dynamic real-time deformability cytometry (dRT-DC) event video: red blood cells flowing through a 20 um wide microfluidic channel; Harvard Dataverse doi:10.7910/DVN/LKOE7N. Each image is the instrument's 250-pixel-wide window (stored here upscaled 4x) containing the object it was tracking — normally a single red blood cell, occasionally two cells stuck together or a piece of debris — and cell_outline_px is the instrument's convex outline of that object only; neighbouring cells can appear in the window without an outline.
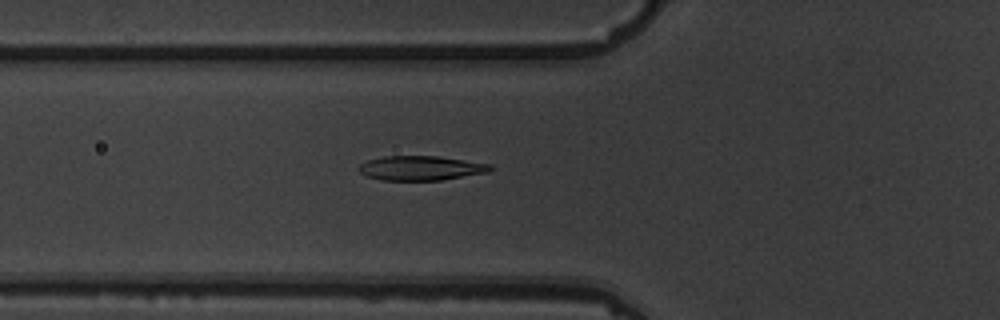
{"species": "common noctule bat (a hibernating species)", "species_latin": "Nyctalus noctula", "temperature_condition": "warm", "stored_images_in_passage": 6, "camera_frame_rate_fps": 3000, "um_per_image_px": 0.085, "animal": {"sex": "male", "body_mass_g": 19.5, "forearm_length_mm": 54.6}, "frame": {"image": 1, "passage_image": 6, "time_ms": 5.667, "image_size_px": [1000, 320], "cell_outline_px": [[492, 172], [440, 180], [380, 180], [368, 176], [360, 172], [356, 168], [360, 164], [368, 160], [384, 156], [436, 156], [492, 164]], "centroid_in_image_um": [35.79, 14.29], "position_along_channel_um": 90.0, "area_um2": 18.79}}